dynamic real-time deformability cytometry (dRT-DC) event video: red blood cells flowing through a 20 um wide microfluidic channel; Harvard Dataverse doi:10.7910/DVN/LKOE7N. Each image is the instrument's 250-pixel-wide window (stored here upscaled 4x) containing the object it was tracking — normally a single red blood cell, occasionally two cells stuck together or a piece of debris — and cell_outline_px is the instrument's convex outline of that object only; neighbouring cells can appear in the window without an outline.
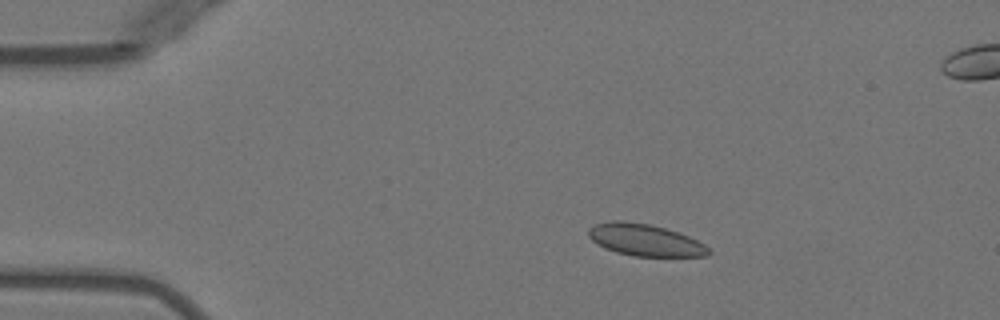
{"species": "Egyptian fruit bat (a non-hibernating species)", "species_latin": "Rousettus aegyptiacus", "temperature_condition": "warm", "stored_images_in_passage": 16, "camera_frame_rate_fps": 3000, "um_per_image_px": 0.085, "animal": {"sex": "female"}, "frame": {"image": 1, "passage_image": 9, "time_ms": 2.667, "image_size_px": [1000, 320], "cell_outline_px": [[712, 252], [708, 256], [632, 256], [616, 252], [604, 248], [596, 244], [588, 236], [588, 228], [596, 224], [612, 220], [620, 220], [648, 224], [664, 228], [688, 236], [704, 244]], "centroid_in_image_um": [54.79, 20.41], "position_along_channel_um": 30.2, "area_um2": 22.25}}